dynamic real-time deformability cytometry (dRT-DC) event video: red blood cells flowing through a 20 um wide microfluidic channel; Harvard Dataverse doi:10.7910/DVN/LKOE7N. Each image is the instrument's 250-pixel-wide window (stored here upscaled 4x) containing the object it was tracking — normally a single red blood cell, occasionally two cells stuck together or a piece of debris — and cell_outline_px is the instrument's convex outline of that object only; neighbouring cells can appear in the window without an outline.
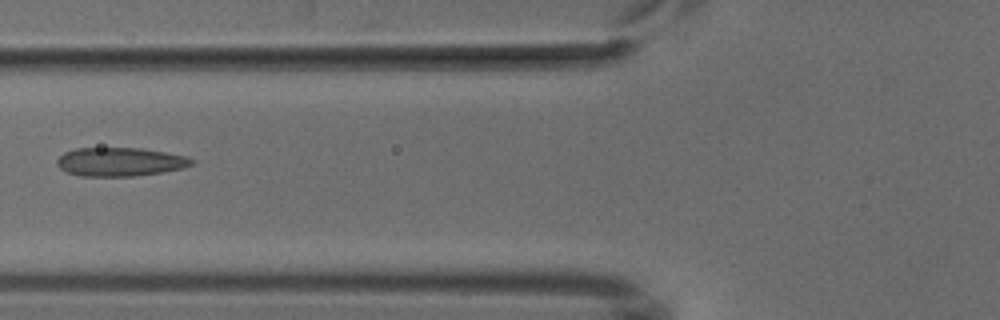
{"species": "common noctule bat (a hibernating species)", "species_latin": "Nyctalus noctula", "temperature_condition": "cold", "stored_images_in_passage": 6, "camera_frame_rate_fps": 3000, "um_per_image_px": 0.085, "animal": {"sex": "male", "body_mass_g": 18.8}, "frame": {"image": 1, "passage_image": 5, "time_ms": 5.667, "image_size_px": [1000, 320], "cell_outline_px": [[196, 164], [184, 168], [160, 172], [132, 176], [80, 176], [68, 172], [60, 168], [56, 164], [56, 160], [64, 152], [76, 148], [144, 148], [188, 156], [196, 160]], "centroid_in_image_um": [10.25, 13.75], "position_along_channel_um": 115.5, "area_um2": 22.72}}
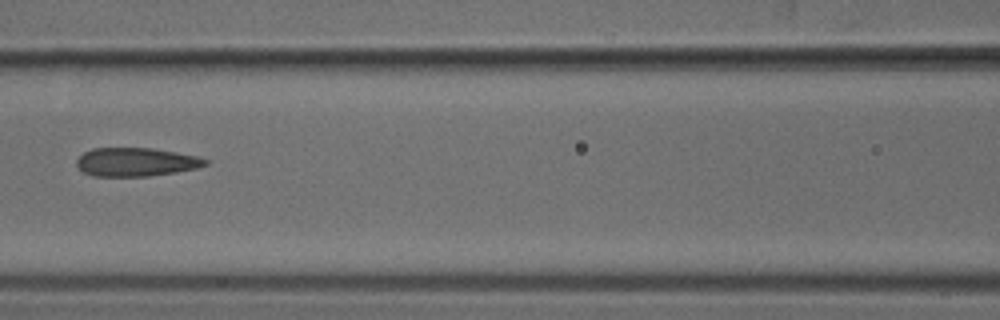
{"frame": {"image": 2, "passage_image": 6, "time_ms": 6.667, "image_size_px": [1000, 320], "cell_outline_px": [[208, 164], [196, 168], [176, 172], [148, 176], [92, 176], [84, 172], [76, 164], [76, 160], [84, 152], [92, 148], [152, 148], [176, 152], [196, 156], [208, 160]], "centroid_in_image_um": [11.55, 13.77], "position_along_channel_um": 155.1, "area_um2": 21.33}}